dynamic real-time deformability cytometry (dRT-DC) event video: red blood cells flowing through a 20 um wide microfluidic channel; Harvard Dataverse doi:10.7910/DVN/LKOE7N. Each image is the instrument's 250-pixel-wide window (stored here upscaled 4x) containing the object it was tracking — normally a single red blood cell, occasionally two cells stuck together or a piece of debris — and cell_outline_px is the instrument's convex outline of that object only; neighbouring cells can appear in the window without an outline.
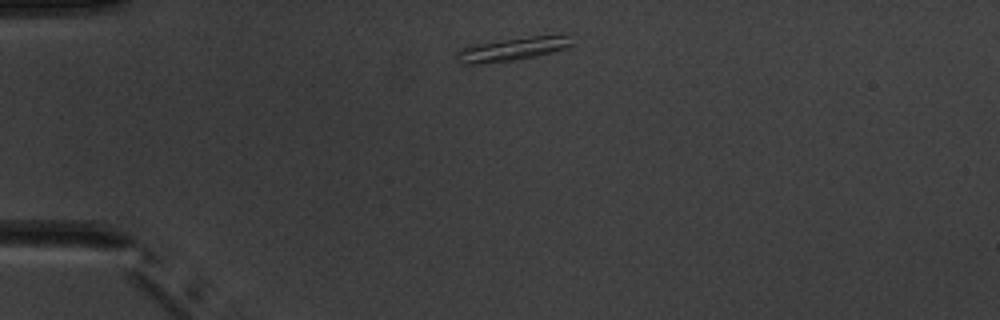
{"species": "common noctule bat (a hibernating species)", "species_latin": "Nyctalus noctula", "temperature_condition": "warm", "stored_images_in_passage": 2, "camera_frame_rate_fps": 3000, "um_per_image_px": 0.085, "animal": {"sex": "male", "body_mass_g": 20.1, "forearm_length_mm": 53.5}, "frame": {"image": 1, "passage_image": 1, "time_ms": 0.0, "image_size_px": [1000, 320], "cell_outline_px": [[572, 44], [568, 48], [536, 56], [512, 60], [480, 64], [460, 64], [456, 56], [456, 52], [460, 48], [468, 44], [532, 36], [568, 36]], "centroid_in_image_um": [43.43, 4.18], "position_along_channel_um": 41.6, "area_um2": 15.61}}